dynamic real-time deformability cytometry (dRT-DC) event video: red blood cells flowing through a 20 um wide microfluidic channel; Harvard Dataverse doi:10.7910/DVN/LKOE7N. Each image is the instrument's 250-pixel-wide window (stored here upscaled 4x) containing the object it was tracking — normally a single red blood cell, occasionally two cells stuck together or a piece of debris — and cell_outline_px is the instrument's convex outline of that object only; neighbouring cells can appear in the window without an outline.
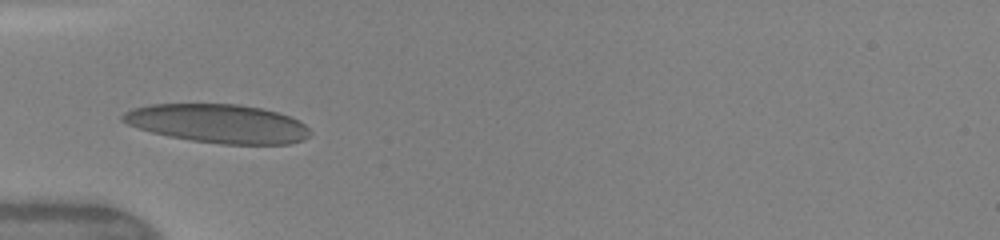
{"species": "human", "species_latin": "Homo sapiens", "temperature_condition": "warm", "stored_images_in_passage": 19, "camera_frame_rate_fps": 3000, "um_per_image_px": 0.085, "donor": {"sex": "female"}, "frame": {"image": 1, "passage_image": 1, "time_ms": 0.0, "image_size_px": [1000, 240], "cell_outline_px": [[312, 132], [304, 140], [288, 144], [220, 144], [192, 140], [168, 136], [152, 132], [128, 124], [120, 120], [120, 116], [124, 112], [132, 108], [152, 104], [240, 104], [260, 108], [276, 112], [300, 120]], "centroid_in_image_um": [18.53, 10.5], "position_along_channel_um": 66.5, "area_um2": 42.25}}